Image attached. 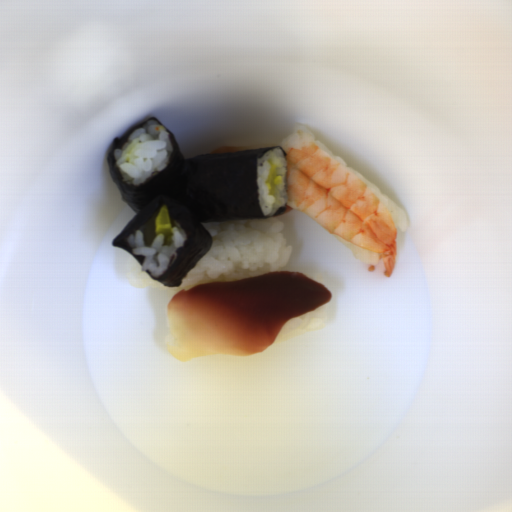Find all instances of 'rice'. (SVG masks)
I'll list each match as a JSON object with an SVG mask.
<instances>
[{
	"label": "rice",
	"instance_id": "obj_1",
	"mask_svg": "<svg viewBox=\"0 0 512 512\" xmlns=\"http://www.w3.org/2000/svg\"><path fill=\"white\" fill-rule=\"evenodd\" d=\"M210 234L209 251L186 272L176 290L219 281L250 279L286 267L292 253L281 220L217 221L201 224Z\"/></svg>",
	"mask_w": 512,
	"mask_h": 512
},
{
	"label": "rice",
	"instance_id": "obj_2",
	"mask_svg": "<svg viewBox=\"0 0 512 512\" xmlns=\"http://www.w3.org/2000/svg\"><path fill=\"white\" fill-rule=\"evenodd\" d=\"M172 153L170 133L158 121L149 120L114 150V158L123 181L142 186L169 165Z\"/></svg>",
	"mask_w": 512,
	"mask_h": 512
},
{
	"label": "rice",
	"instance_id": "obj_3",
	"mask_svg": "<svg viewBox=\"0 0 512 512\" xmlns=\"http://www.w3.org/2000/svg\"><path fill=\"white\" fill-rule=\"evenodd\" d=\"M158 215V214H157ZM152 217L126 238L132 253L143 257L141 271H148L156 279L167 272L178 259V247L187 240V233L170 215V234L157 235L156 217Z\"/></svg>",
	"mask_w": 512,
	"mask_h": 512
},
{
	"label": "rice",
	"instance_id": "obj_4",
	"mask_svg": "<svg viewBox=\"0 0 512 512\" xmlns=\"http://www.w3.org/2000/svg\"><path fill=\"white\" fill-rule=\"evenodd\" d=\"M276 166L278 181L274 195H271L264 182L271 167ZM288 164L282 148L267 151L257 162L256 192L259 206L263 215H274L280 207L287 205L289 198L287 192Z\"/></svg>",
	"mask_w": 512,
	"mask_h": 512
},
{
	"label": "rice",
	"instance_id": "obj_5",
	"mask_svg": "<svg viewBox=\"0 0 512 512\" xmlns=\"http://www.w3.org/2000/svg\"><path fill=\"white\" fill-rule=\"evenodd\" d=\"M297 132L309 133L317 146H319L335 161H337L339 164H341L343 167H345L347 170H349L351 173H353L355 176L361 179L373 191V193L384 203L394 223L396 232H405L408 230L410 222L405 211L400 206H398L392 199L384 195L382 191L378 187H376L371 181H369L367 178H365L363 175H361L359 172L353 169L349 163H347L346 161L338 157L334 152H332L312 133V131L308 127L302 124H296L291 134L286 139H284L279 146L282 148L285 145V143L291 138V136Z\"/></svg>",
	"mask_w": 512,
	"mask_h": 512
},
{
	"label": "rice",
	"instance_id": "obj_6",
	"mask_svg": "<svg viewBox=\"0 0 512 512\" xmlns=\"http://www.w3.org/2000/svg\"><path fill=\"white\" fill-rule=\"evenodd\" d=\"M329 323V310L325 303L321 307L286 321L273 343H279L305 332L323 329Z\"/></svg>",
	"mask_w": 512,
	"mask_h": 512
},
{
	"label": "rice",
	"instance_id": "obj_7",
	"mask_svg": "<svg viewBox=\"0 0 512 512\" xmlns=\"http://www.w3.org/2000/svg\"><path fill=\"white\" fill-rule=\"evenodd\" d=\"M330 234L337 241H339L342 245H344L349 250V252L353 255V257L356 258L357 260H359L365 264L372 265V266L375 264H378L379 261L381 260L380 255L377 254L375 251L357 246V245L349 242L348 240H346L340 236H337L335 234H332V233H330Z\"/></svg>",
	"mask_w": 512,
	"mask_h": 512
}]
</instances>
